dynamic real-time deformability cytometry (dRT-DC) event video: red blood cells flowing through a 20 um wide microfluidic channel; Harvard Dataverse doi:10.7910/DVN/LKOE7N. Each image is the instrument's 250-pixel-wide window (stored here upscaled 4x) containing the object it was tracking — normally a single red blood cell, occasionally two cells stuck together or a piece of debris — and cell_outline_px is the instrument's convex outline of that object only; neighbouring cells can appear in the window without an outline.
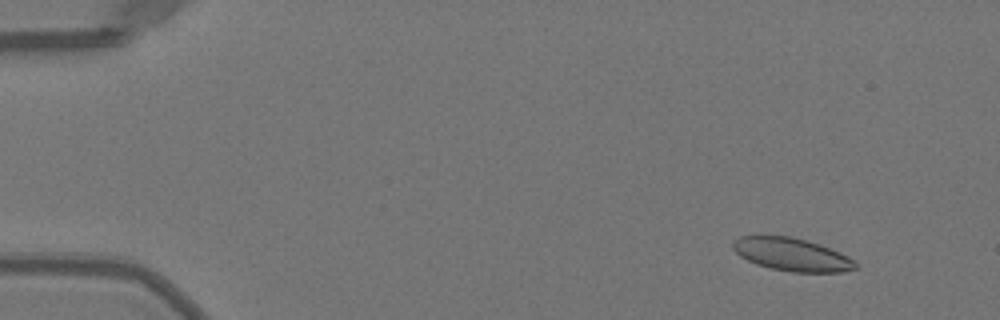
{"species": "Egyptian fruit bat (a non-hibernating species)", "species_latin": "Rousettus aegyptiacus", "temperature_condition": "warm", "stored_images_in_passage": 17, "camera_frame_rate_fps": 3000, "um_per_image_px": 0.085, "animal": {"sex": "female"}, "frame": {"image": 1, "passage_image": 6, "time_ms": 1.667, "image_size_px": [1000, 320], "cell_outline_px": [[856, 268], [840, 272], [792, 272], [772, 268], [756, 264], [740, 256], [732, 248], [732, 244], [740, 236], [788, 236], [804, 240], [828, 248], [848, 256], [856, 264]], "centroid_in_image_um": [67.27, 21.64], "position_along_channel_um": 17.7, "area_um2": 22.95}}
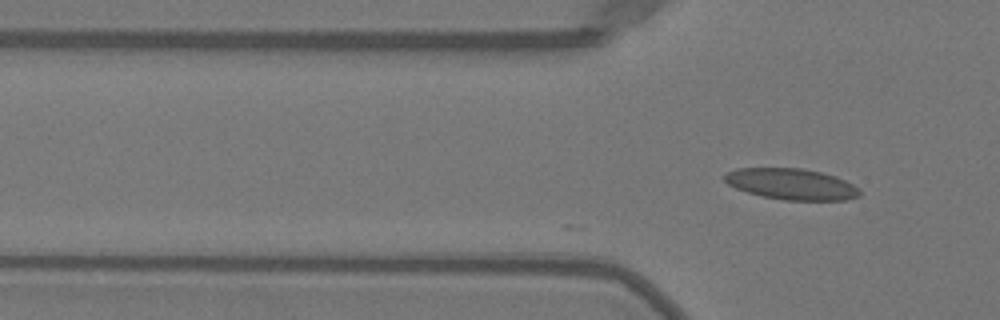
{"frame": {"image": 2, "passage_image": 17, "time_ms": 5.333, "image_size_px": [1000, 320], "cell_outline_px": [[860, 196], [848, 200], [784, 200], [764, 196], [748, 192], [736, 188], [728, 184], [724, 180], [724, 176], [728, 172], [736, 168], [800, 168], [820, 172], [836, 176], [860, 188]], "centroid_in_image_um": [67.3, 15.65], "position_along_channel_um": 58.5, "area_um2": 24.39}}